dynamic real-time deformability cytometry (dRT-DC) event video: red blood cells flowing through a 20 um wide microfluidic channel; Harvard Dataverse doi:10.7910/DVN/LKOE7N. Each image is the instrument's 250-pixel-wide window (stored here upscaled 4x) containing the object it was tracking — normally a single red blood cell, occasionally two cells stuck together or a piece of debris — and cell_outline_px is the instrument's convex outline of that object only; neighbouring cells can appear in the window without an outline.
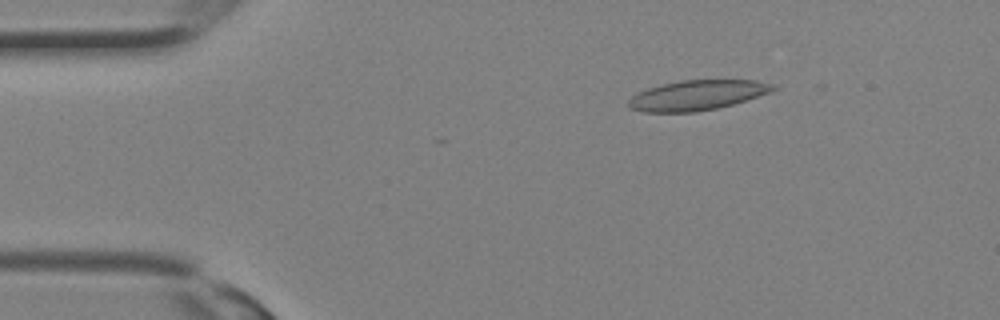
{"species": "Egyptian fruit bat (a non-hibernating species)", "species_latin": "Rousettus aegyptiacus", "temperature_condition": "room temperature", "stored_images_in_passage": 7, "camera_frame_rate_fps": 3000, "um_per_image_px": 0.085, "animal": {"sex": "female"}, "frame": {"image": 1, "passage_image": 5, "time_ms": 1.333, "image_size_px": [1000, 320], "cell_outline_px": [[780, 88], [772, 92], [732, 104], [716, 108], [696, 112], [644, 112], [628, 108], [628, 100], [636, 92], [648, 88], [680, 80], [756, 80], [772, 84]], "centroid_in_image_um": [59.26, 8.09], "position_along_channel_um": 25.7, "area_um2": 25.32}}